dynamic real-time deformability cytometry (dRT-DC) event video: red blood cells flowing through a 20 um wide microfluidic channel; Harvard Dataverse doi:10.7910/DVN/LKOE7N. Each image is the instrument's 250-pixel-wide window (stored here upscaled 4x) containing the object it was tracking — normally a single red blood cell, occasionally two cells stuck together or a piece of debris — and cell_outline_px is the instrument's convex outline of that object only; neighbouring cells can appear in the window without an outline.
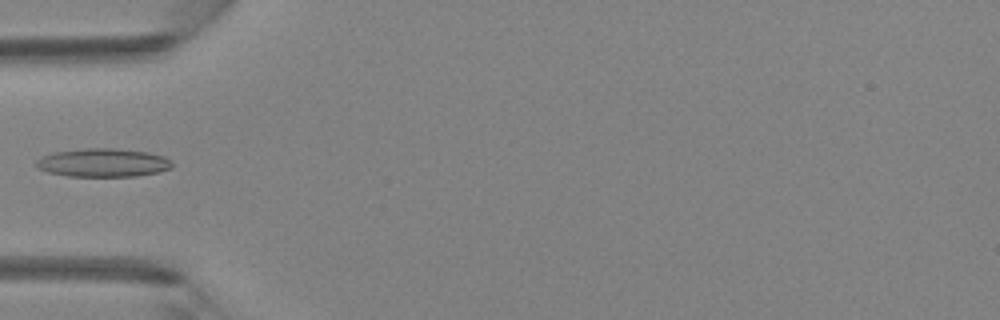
{"species": "Egyptian fruit bat (a non-hibernating species)", "species_latin": "Rousettus aegyptiacus", "temperature_condition": "room temperature", "stored_images_in_passage": 30, "camera_frame_rate_fps": 3000, "um_per_image_px": 0.085, "animal": {"sex": "female"}, "frame": {"image": 1, "passage_image": 1, "time_ms": 0.0, "image_size_px": [1000, 320], "cell_outline_px": [[172, 168], [160, 172], [136, 176], [68, 176], [48, 172], [36, 168], [36, 160], [40, 156], [52, 152], [84, 148], [116, 148], [148, 152], [164, 156], [172, 160]], "centroid_in_image_um": [8.75, 13.82], "position_along_channel_um": 76.2, "area_um2": 22.83}}
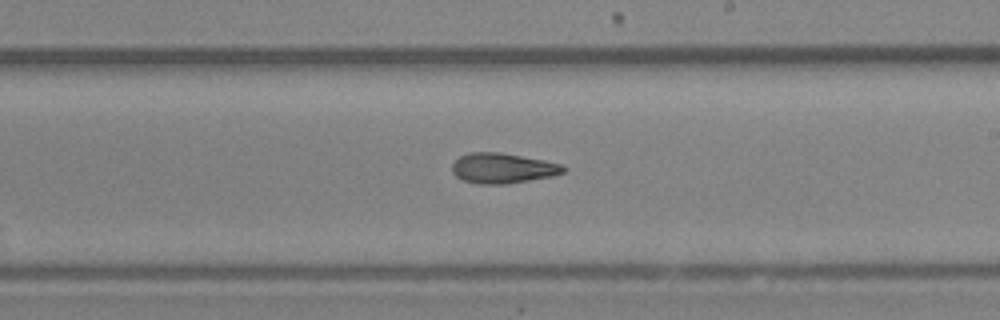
{"frame": {"image": 2, "passage_image": 12, "time_ms": 3.667, "image_size_px": [1000, 320], "cell_outline_px": [[568, 168], [564, 172], [552, 176], [504, 184], [476, 184], [464, 180], [456, 176], [452, 172], [452, 164], [460, 156], [468, 152], [500, 152], [544, 160], [564, 164]], "centroid_in_image_um": [42.74, 14.29], "position_along_channel_um": 246.3, "area_um2": 19.65}}
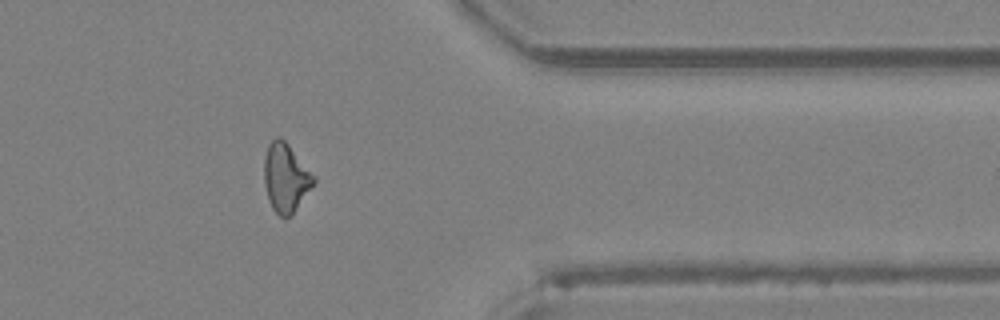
{"frame": {"image": 3, "passage_image": 22, "time_ms": 7.0, "image_size_px": [1000, 320], "cell_outline_px": [[316, 180], [292, 212], [284, 220], [272, 208], [268, 200], [264, 184], [264, 156], [268, 144], [276, 136], [280, 136], [288, 144], [316, 176]], "centroid_in_image_um": [24.26, 15.06], "position_along_channel_um": 387.1, "area_um2": 19.65}}